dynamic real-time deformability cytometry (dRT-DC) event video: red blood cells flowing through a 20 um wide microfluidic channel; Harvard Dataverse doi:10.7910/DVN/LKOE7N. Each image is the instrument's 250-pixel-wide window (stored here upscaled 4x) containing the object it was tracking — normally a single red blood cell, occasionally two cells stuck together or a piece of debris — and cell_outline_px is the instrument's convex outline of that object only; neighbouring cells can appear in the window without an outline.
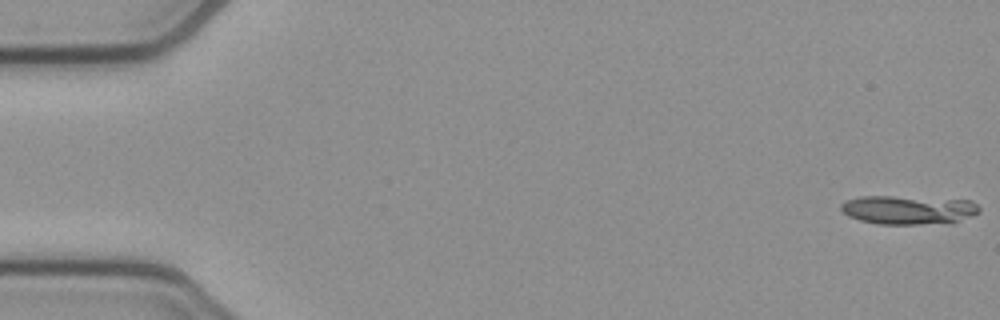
{"species": "common noctule bat (a hibernating species)", "species_latin": "Nyctalus noctula", "temperature_condition": "cold", "stored_images_in_passage": 11, "camera_frame_rate_fps": 3000, "um_per_image_px": 0.085, "animal": {"sex": "female", "body_mass_g": 21.9}, "frame": {"image": 1, "passage_image": 1, "time_ms": 0.0, "image_size_px": [1000, 320], "cell_outline_px": [[980, 212], [972, 216], [960, 220], [916, 224], [880, 224], [860, 220], [848, 216], [840, 208], [840, 204], [844, 200], [860, 196], [892, 196], [972, 200], [980, 208]], "centroid_in_image_um": [77.17, 17.81], "position_along_channel_um": 7.8, "area_um2": 23.06}}